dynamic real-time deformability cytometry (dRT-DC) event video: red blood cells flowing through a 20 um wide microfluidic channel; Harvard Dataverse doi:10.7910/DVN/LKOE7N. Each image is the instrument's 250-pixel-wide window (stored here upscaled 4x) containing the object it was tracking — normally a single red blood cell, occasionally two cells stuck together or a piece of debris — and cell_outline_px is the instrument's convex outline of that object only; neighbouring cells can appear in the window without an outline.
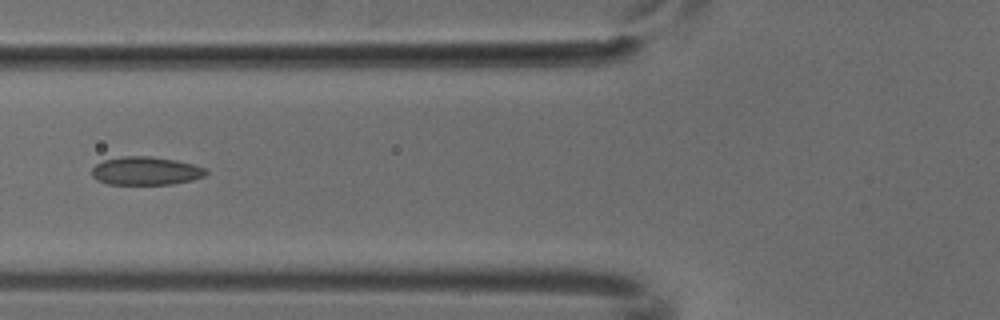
{"species": "common noctule bat (a hibernating species)", "species_latin": "Nyctalus noctula", "temperature_condition": "cold", "stored_images_in_passage": 2, "camera_frame_rate_fps": 3000, "um_per_image_px": 0.085, "animal": {"sex": "male", "body_mass_g": 18.8}, "frame": {"image": 1, "passage_image": 2, "time_ms": 0.333, "image_size_px": [1000, 320], "cell_outline_px": [[208, 172], [204, 176], [192, 180], [172, 184], [108, 184], [96, 180], [92, 176], [92, 168], [96, 164], [104, 160], [120, 156], [152, 156], [176, 160], [192, 164], [204, 168]], "centroid_in_image_um": [12.37, 14.52], "position_along_channel_um": 113.4, "area_um2": 18.84}}